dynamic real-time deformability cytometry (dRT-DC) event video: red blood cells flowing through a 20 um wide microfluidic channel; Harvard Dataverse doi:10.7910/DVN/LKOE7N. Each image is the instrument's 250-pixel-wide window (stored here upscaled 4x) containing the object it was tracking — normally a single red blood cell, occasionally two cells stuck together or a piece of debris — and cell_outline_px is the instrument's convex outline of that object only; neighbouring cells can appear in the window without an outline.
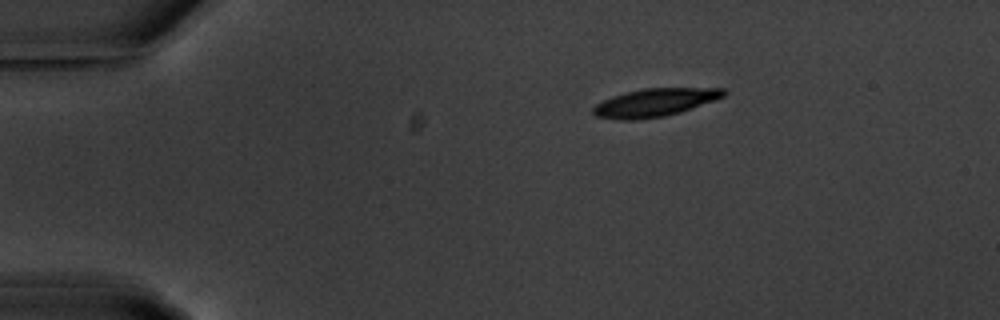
{"species": "common noctule bat (a hibernating species)", "species_latin": "Nyctalus noctula", "temperature_condition": "warm", "stored_images_in_passage": 47, "camera_frame_rate_fps": 3000, "um_per_image_px": 0.085, "animal": {"sex": "male", "body_mass_g": 20.1, "forearm_length_mm": 53.5}, "frame": {"image": 1, "passage_image": 1, "time_ms": 0.0, "image_size_px": [1000, 320], "cell_outline_px": [[728, 92], [724, 96], [716, 100], [680, 112], [664, 116], [636, 120], [620, 120], [596, 116], [592, 112], [592, 108], [596, 104], [612, 96], [644, 88], [724, 88]], "centroid_in_image_um": [55.68, 8.71], "position_along_channel_um": 29.3, "area_um2": 21.27}}
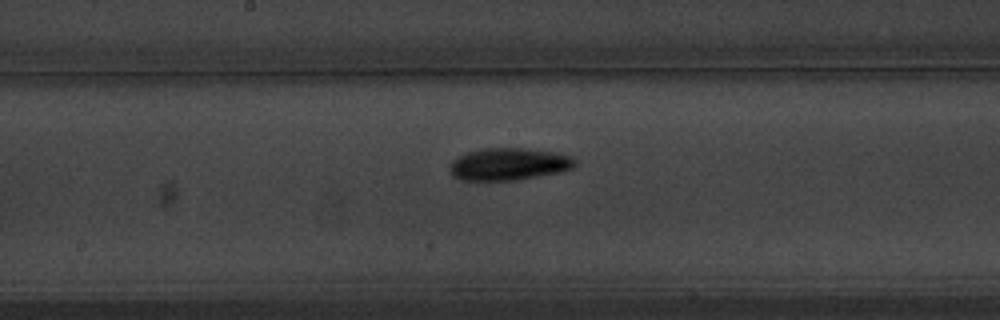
{"frame": {"image": 2, "passage_image": 21, "time_ms": 6.667, "image_size_px": [1000, 320], "cell_outline_px": [[576, 164], [572, 168], [560, 172], [516, 180], [460, 180], [452, 176], [448, 164], [452, 160], [468, 152], [484, 148], [520, 148], [556, 152], [572, 156], [576, 160]], "centroid_in_image_um": [43.24, 13.95], "position_along_channel_um": 205.0, "area_um2": 23.58}}
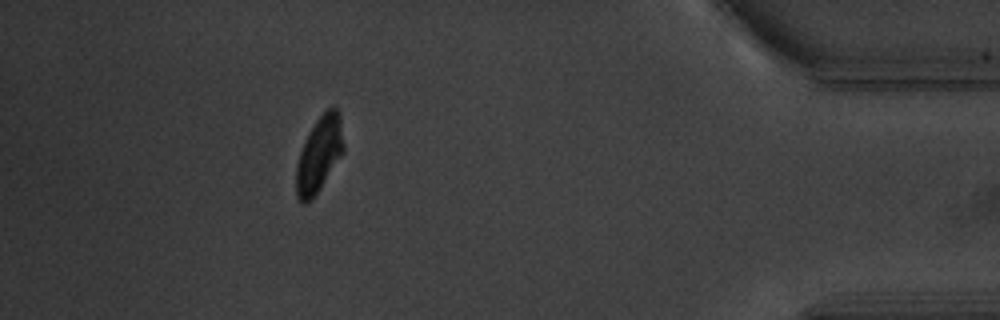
{"frame": {"image": 3, "passage_image": 42, "time_ms": 13.667, "image_size_px": [1000, 320], "cell_outline_px": [[344, 152], [312, 200], [304, 204], [300, 204], [296, 196], [296, 164], [304, 140], [308, 132], [316, 120], [328, 108], [336, 108], [340, 112], [344, 144]], "centroid_in_image_um": [27.12, 13.14], "position_along_channel_um": 408.1, "area_um2": 21.04}, "authors_computed_cell_mechanics": {"area_um2": 21.7906, "velocity_mm_per_s": 3.5803, "shape_relaxation_time_tau1_ms": 2.755, "shape_relaxation_time_tau2_ms": null, "deformation_change_tau1": 0.1424, "deformation_change_tau2": null}}